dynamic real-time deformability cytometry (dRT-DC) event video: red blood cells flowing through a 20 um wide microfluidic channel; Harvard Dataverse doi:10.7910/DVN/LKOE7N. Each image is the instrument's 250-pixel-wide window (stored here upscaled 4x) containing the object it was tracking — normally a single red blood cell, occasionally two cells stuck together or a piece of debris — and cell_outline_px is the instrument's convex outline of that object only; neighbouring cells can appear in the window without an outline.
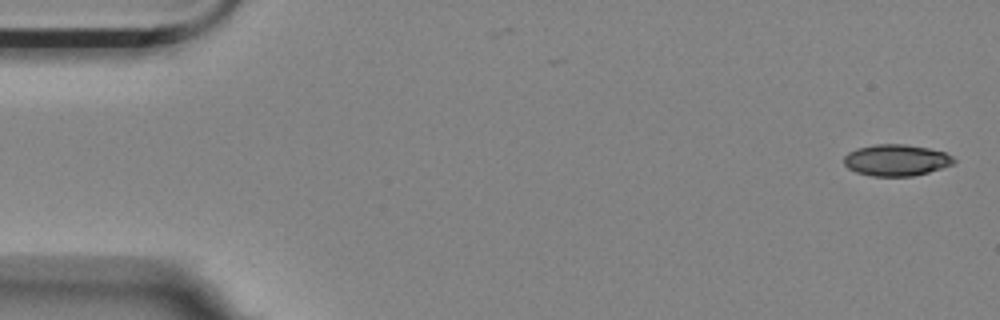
{"species": "Egyptian fruit bat (a non-hibernating species)", "species_latin": "Rousettus aegyptiacus", "temperature_condition": "room temperature", "stored_images_in_passage": 4, "camera_frame_rate_fps": 3000, "um_per_image_px": 0.085, "animal": {"sex": "female"}, "frame": {"image": 1, "passage_image": 1, "time_ms": 0.0, "image_size_px": [1000, 320], "cell_outline_px": [[956, 160], [952, 164], [928, 172], [912, 176], [872, 176], [856, 172], [848, 168], [844, 164], [844, 156], [848, 152], [856, 148], [876, 144], [904, 144], [928, 148], [944, 152], [952, 156]], "centroid_in_image_um": [76.15, 13.61], "position_along_channel_um": 8.9, "area_um2": 20.06}}